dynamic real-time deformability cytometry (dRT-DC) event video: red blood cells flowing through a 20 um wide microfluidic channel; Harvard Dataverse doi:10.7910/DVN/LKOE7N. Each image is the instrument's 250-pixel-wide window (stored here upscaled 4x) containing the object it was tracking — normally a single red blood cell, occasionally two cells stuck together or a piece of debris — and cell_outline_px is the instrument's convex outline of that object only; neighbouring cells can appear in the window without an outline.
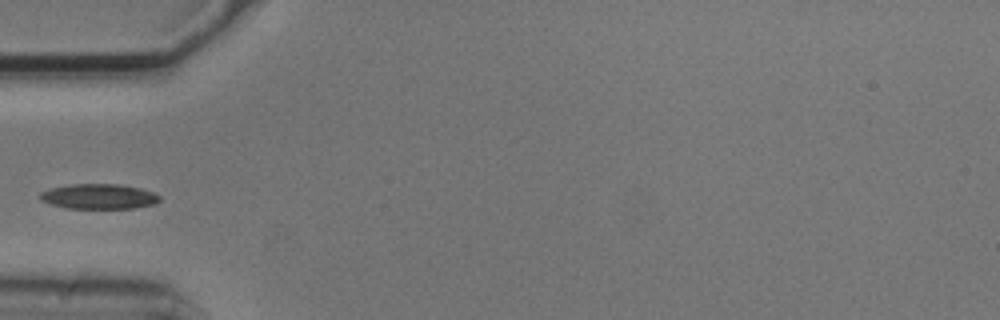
{"species": "common noctule bat (a hibernating species)", "species_latin": "Nyctalus noctula", "temperature_condition": "cold", "stored_images_in_passage": 5, "camera_frame_rate_fps": 3000, "um_per_image_px": 0.085, "animal": {"sex": "male", "body_mass_g": 20.5, "forearm_length_mm": 52.5}, "frame": {"image": 1, "passage_image": 3, "time_ms": 0.667, "image_size_px": [1000, 320], "cell_outline_px": [[160, 200], [152, 204], [136, 208], [68, 208], [52, 204], [40, 200], [40, 192], [52, 188], [68, 184], [120, 184], [140, 188], [152, 192], [160, 196]], "centroid_in_image_um": [8.4, 16.69], "position_along_channel_um": 76.6, "area_um2": 17.34}}